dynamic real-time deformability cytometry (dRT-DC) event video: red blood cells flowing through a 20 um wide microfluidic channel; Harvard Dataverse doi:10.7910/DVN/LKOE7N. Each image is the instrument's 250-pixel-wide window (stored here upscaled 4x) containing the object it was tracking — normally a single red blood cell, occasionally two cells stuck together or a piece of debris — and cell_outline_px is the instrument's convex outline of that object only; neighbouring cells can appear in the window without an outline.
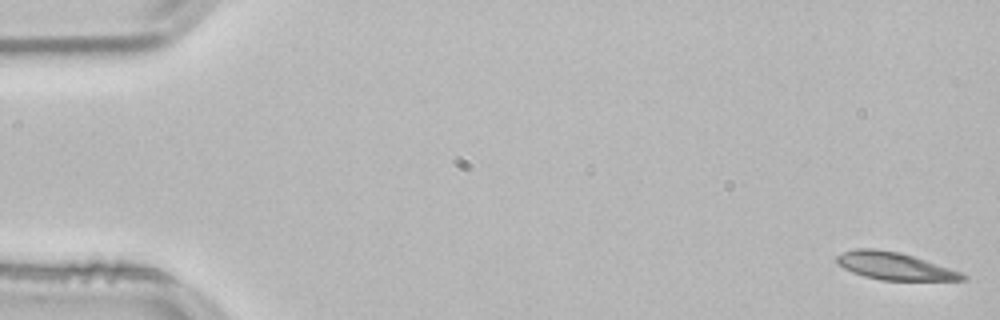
{"species": "common noctule bat (a hibernating species)", "species_latin": "Nyctalus noctula", "temperature_condition": "room temperature", "stored_images_in_passage": 53, "camera_frame_rate_fps": 3000, "um_per_image_px": 0.085, "animal": {"sex": "male", "body_mass_g": 21.5, "forearm_length_mm": 52.0}, "frame": {"image": 1, "passage_image": 1, "time_ms": 0.0, "image_size_px": [1000, 320], "cell_outline_px": [[968, 280], [880, 280], [864, 276], [852, 272], [836, 264], [836, 256], [840, 252], [856, 248], [872, 248], [900, 252], [960, 272], [968, 276]], "centroid_in_image_um": [75.97, 22.61], "position_along_channel_um": 9.0, "area_um2": 20.0}}
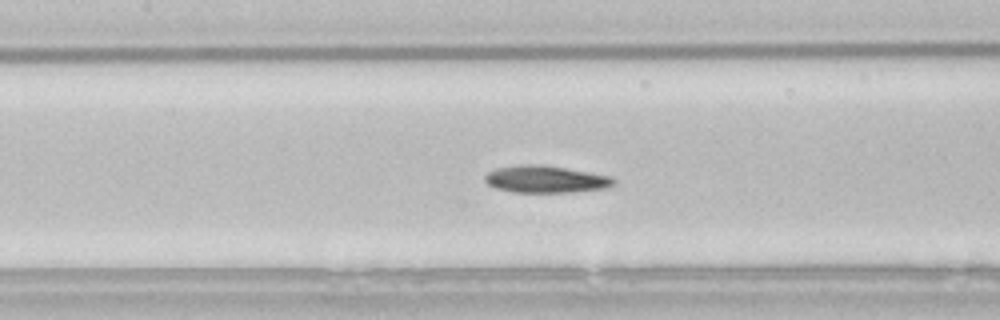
{"frame": {"image": 2, "passage_image": 24, "time_ms": 7.667, "image_size_px": [1000, 320], "cell_outline_px": [[616, 184], [608, 188], [576, 192], [512, 192], [496, 188], [488, 184], [484, 180], [484, 176], [488, 172], [496, 168], [528, 164], [540, 164], [612, 176], [616, 180]], "centroid_in_image_um": [46.42, 15.24], "position_along_channel_um": 161.0, "area_um2": 20.4}}
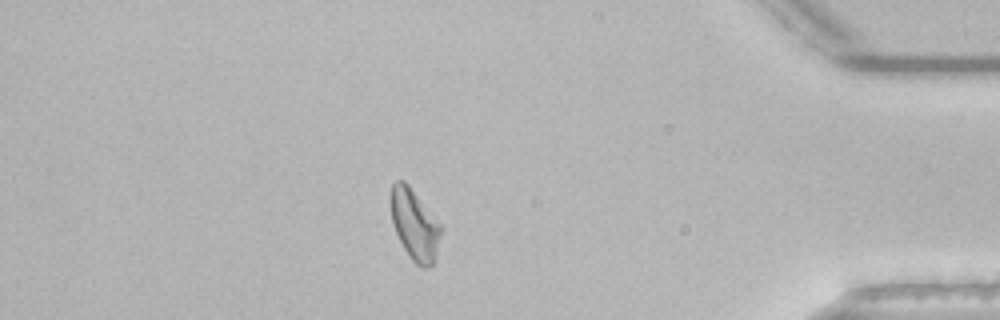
{"frame": {"image": 3, "passage_image": 46, "time_ms": 15.0, "image_size_px": [1000, 320], "cell_outline_px": [[444, 228], [432, 264], [428, 268], [420, 268], [412, 260], [404, 248], [396, 232], [392, 220], [388, 200], [392, 184], [396, 180], [404, 180], [408, 184]], "centroid_in_image_um": [35.23, 19.07], "position_along_channel_um": 400.0, "area_um2": 20.87}, "authors_computed_cell_mechanics": {"area_um2": 20.4034, "velocity_mm_per_s": 3.8092, "shape_relaxation_time_tau1_ms": null, "shape_relaxation_time_tau2_ms": 9.2575, "deformation_change_tau1": null, "deformation_change_tau2": 0.1789}}